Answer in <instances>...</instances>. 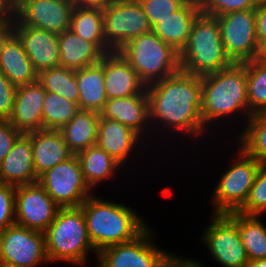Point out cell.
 I'll return each instance as SVG.
<instances>
[{"label":"cell","instance_id":"1","mask_svg":"<svg viewBox=\"0 0 266 267\" xmlns=\"http://www.w3.org/2000/svg\"><path fill=\"white\" fill-rule=\"evenodd\" d=\"M149 121L190 135L202 134L201 76L179 72L146 87ZM164 123V124H163Z\"/></svg>","mask_w":266,"mask_h":267},{"label":"cell","instance_id":"2","mask_svg":"<svg viewBox=\"0 0 266 267\" xmlns=\"http://www.w3.org/2000/svg\"><path fill=\"white\" fill-rule=\"evenodd\" d=\"M246 62L232 63L215 73L201 76V119L209 123L240 111L245 118L252 116L248 107ZM243 110V113L241 112ZM235 112V113H234ZM212 121V122H211Z\"/></svg>","mask_w":266,"mask_h":267},{"label":"cell","instance_id":"3","mask_svg":"<svg viewBox=\"0 0 266 267\" xmlns=\"http://www.w3.org/2000/svg\"><path fill=\"white\" fill-rule=\"evenodd\" d=\"M125 205L101 200L93 194L81 204L88 234L97 252L134 240L148 227L138 213Z\"/></svg>","mask_w":266,"mask_h":267},{"label":"cell","instance_id":"4","mask_svg":"<svg viewBox=\"0 0 266 267\" xmlns=\"http://www.w3.org/2000/svg\"><path fill=\"white\" fill-rule=\"evenodd\" d=\"M179 57L181 70L196 76L215 73L233 63L224 50L217 17L197 16Z\"/></svg>","mask_w":266,"mask_h":267},{"label":"cell","instance_id":"5","mask_svg":"<svg viewBox=\"0 0 266 267\" xmlns=\"http://www.w3.org/2000/svg\"><path fill=\"white\" fill-rule=\"evenodd\" d=\"M49 262L66 261L83 265L94 249L81 207H61L44 232Z\"/></svg>","mask_w":266,"mask_h":267},{"label":"cell","instance_id":"6","mask_svg":"<svg viewBox=\"0 0 266 267\" xmlns=\"http://www.w3.org/2000/svg\"><path fill=\"white\" fill-rule=\"evenodd\" d=\"M118 51L146 86L181 70L179 52L152 30L132 38Z\"/></svg>","mask_w":266,"mask_h":267},{"label":"cell","instance_id":"7","mask_svg":"<svg viewBox=\"0 0 266 267\" xmlns=\"http://www.w3.org/2000/svg\"><path fill=\"white\" fill-rule=\"evenodd\" d=\"M239 150L236 159L238 161L228 167L213 190L212 202L215 205L213 214L238 212L245 204L261 167L256 159L248 156L241 148Z\"/></svg>","mask_w":266,"mask_h":267},{"label":"cell","instance_id":"8","mask_svg":"<svg viewBox=\"0 0 266 267\" xmlns=\"http://www.w3.org/2000/svg\"><path fill=\"white\" fill-rule=\"evenodd\" d=\"M224 50L234 63H244L260 57L255 9L229 12L217 16Z\"/></svg>","mask_w":266,"mask_h":267},{"label":"cell","instance_id":"9","mask_svg":"<svg viewBox=\"0 0 266 267\" xmlns=\"http://www.w3.org/2000/svg\"><path fill=\"white\" fill-rule=\"evenodd\" d=\"M103 25L106 43L113 51L152 30L139 0H111L103 8Z\"/></svg>","mask_w":266,"mask_h":267},{"label":"cell","instance_id":"10","mask_svg":"<svg viewBox=\"0 0 266 267\" xmlns=\"http://www.w3.org/2000/svg\"><path fill=\"white\" fill-rule=\"evenodd\" d=\"M49 263L45 234L13 224L0 232V265L36 267Z\"/></svg>","mask_w":266,"mask_h":267},{"label":"cell","instance_id":"11","mask_svg":"<svg viewBox=\"0 0 266 267\" xmlns=\"http://www.w3.org/2000/svg\"><path fill=\"white\" fill-rule=\"evenodd\" d=\"M38 182L60 207H79L92 195L76 155L41 174Z\"/></svg>","mask_w":266,"mask_h":267},{"label":"cell","instance_id":"12","mask_svg":"<svg viewBox=\"0 0 266 267\" xmlns=\"http://www.w3.org/2000/svg\"><path fill=\"white\" fill-rule=\"evenodd\" d=\"M152 233L147 227L134 240L101 249L97 267H164L170 253L153 244Z\"/></svg>","mask_w":266,"mask_h":267},{"label":"cell","instance_id":"13","mask_svg":"<svg viewBox=\"0 0 266 267\" xmlns=\"http://www.w3.org/2000/svg\"><path fill=\"white\" fill-rule=\"evenodd\" d=\"M72 0H14L11 25H27L61 34L71 27Z\"/></svg>","mask_w":266,"mask_h":267},{"label":"cell","instance_id":"14","mask_svg":"<svg viewBox=\"0 0 266 267\" xmlns=\"http://www.w3.org/2000/svg\"><path fill=\"white\" fill-rule=\"evenodd\" d=\"M201 237L213 260L222 266L248 267L249 259L237 225L226 214H213Z\"/></svg>","mask_w":266,"mask_h":267},{"label":"cell","instance_id":"15","mask_svg":"<svg viewBox=\"0 0 266 267\" xmlns=\"http://www.w3.org/2000/svg\"><path fill=\"white\" fill-rule=\"evenodd\" d=\"M60 208L38 181L15 187V223L20 226L44 233Z\"/></svg>","mask_w":266,"mask_h":267},{"label":"cell","instance_id":"16","mask_svg":"<svg viewBox=\"0 0 266 267\" xmlns=\"http://www.w3.org/2000/svg\"><path fill=\"white\" fill-rule=\"evenodd\" d=\"M10 29L22 41L24 50L38 74L60 66L58 34L27 25H11Z\"/></svg>","mask_w":266,"mask_h":267},{"label":"cell","instance_id":"17","mask_svg":"<svg viewBox=\"0 0 266 267\" xmlns=\"http://www.w3.org/2000/svg\"><path fill=\"white\" fill-rule=\"evenodd\" d=\"M46 91L37 80L17 86L10 123L21 133L43 130V105Z\"/></svg>","mask_w":266,"mask_h":267},{"label":"cell","instance_id":"18","mask_svg":"<svg viewBox=\"0 0 266 267\" xmlns=\"http://www.w3.org/2000/svg\"><path fill=\"white\" fill-rule=\"evenodd\" d=\"M103 69L107 99L140 95L146 91L147 86L119 51L103 55Z\"/></svg>","mask_w":266,"mask_h":267},{"label":"cell","instance_id":"19","mask_svg":"<svg viewBox=\"0 0 266 267\" xmlns=\"http://www.w3.org/2000/svg\"><path fill=\"white\" fill-rule=\"evenodd\" d=\"M0 71L15 86L38 80V73L33 68L22 41L11 29L0 37Z\"/></svg>","mask_w":266,"mask_h":267},{"label":"cell","instance_id":"20","mask_svg":"<svg viewBox=\"0 0 266 267\" xmlns=\"http://www.w3.org/2000/svg\"><path fill=\"white\" fill-rule=\"evenodd\" d=\"M38 181L33 162L31 132L22 133L0 164V182L12 186Z\"/></svg>","mask_w":266,"mask_h":267},{"label":"cell","instance_id":"21","mask_svg":"<svg viewBox=\"0 0 266 267\" xmlns=\"http://www.w3.org/2000/svg\"><path fill=\"white\" fill-rule=\"evenodd\" d=\"M99 114L100 118L122 123L143 137L150 125L147 93L145 91L140 95L107 99Z\"/></svg>","mask_w":266,"mask_h":267},{"label":"cell","instance_id":"22","mask_svg":"<svg viewBox=\"0 0 266 267\" xmlns=\"http://www.w3.org/2000/svg\"><path fill=\"white\" fill-rule=\"evenodd\" d=\"M31 143L37 177L74 155L59 130L32 131Z\"/></svg>","mask_w":266,"mask_h":267},{"label":"cell","instance_id":"23","mask_svg":"<svg viewBox=\"0 0 266 267\" xmlns=\"http://www.w3.org/2000/svg\"><path fill=\"white\" fill-rule=\"evenodd\" d=\"M142 138L131 128L117 121L100 118L96 145L121 165L133 153Z\"/></svg>","mask_w":266,"mask_h":267},{"label":"cell","instance_id":"24","mask_svg":"<svg viewBox=\"0 0 266 267\" xmlns=\"http://www.w3.org/2000/svg\"><path fill=\"white\" fill-rule=\"evenodd\" d=\"M200 6L186 2L179 10L157 23L152 31L179 53L185 47Z\"/></svg>","mask_w":266,"mask_h":267},{"label":"cell","instance_id":"25","mask_svg":"<svg viewBox=\"0 0 266 267\" xmlns=\"http://www.w3.org/2000/svg\"><path fill=\"white\" fill-rule=\"evenodd\" d=\"M79 89V109L100 111L107 102L103 56L100 62L75 70Z\"/></svg>","mask_w":266,"mask_h":267},{"label":"cell","instance_id":"26","mask_svg":"<svg viewBox=\"0 0 266 267\" xmlns=\"http://www.w3.org/2000/svg\"><path fill=\"white\" fill-rule=\"evenodd\" d=\"M100 114L92 110H79L59 131L69 150L76 155L96 145Z\"/></svg>","mask_w":266,"mask_h":267},{"label":"cell","instance_id":"27","mask_svg":"<svg viewBox=\"0 0 266 267\" xmlns=\"http://www.w3.org/2000/svg\"><path fill=\"white\" fill-rule=\"evenodd\" d=\"M60 66L74 70L100 62L104 55L93 43L85 41L73 31L58 34Z\"/></svg>","mask_w":266,"mask_h":267},{"label":"cell","instance_id":"28","mask_svg":"<svg viewBox=\"0 0 266 267\" xmlns=\"http://www.w3.org/2000/svg\"><path fill=\"white\" fill-rule=\"evenodd\" d=\"M83 177L87 185L92 188L98 186L102 181L112 179L115 172L121 167L113 157L97 145L88 147L76 154Z\"/></svg>","mask_w":266,"mask_h":267},{"label":"cell","instance_id":"29","mask_svg":"<svg viewBox=\"0 0 266 267\" xmlns=\"http://www.w3.org/2000/svg\"><path fill=\"white\" fill-rule=\"evenodd\" d=\"M103 26V9L74 7L70 30L107 54L113 50L106 43Z\"/></svg>","mask_w":266,"mask_h":267},{"label":"cell","instance_id":"30","mask_svg":"<svg viewBox=\"0 0 266 267\" xmlns=\"http://www.w3.org/2000/svg\"><path fill=\"white\" fill-rule=\"evenodd\" d=\"M226 215L237 225L249 261L266 259V227L259 216L239 212Z\"/></svg>","mask_w":266,"mask_h":267},{"label":"cell","instance_id":"31","mask_svg":"<svg viewBox=\"0 0 266 267\" xmlns=\"http://www.w3.org/2000/svg\"><path fill=\"white\" fill-rule=\"evenodd\" d=\"M238 139L239 148L266 166V111L253 114Z\"/></svg>","mask_w":266,"mask_h":267},{"label":"cell","instance_id":"32","mask_svg":"<svg viewBox=\"0 0 266 267\" xmlns=\"http://www.w3.org/2000/svg\"><path fill=\"white\" fill-rule=\"evenodd\" d=\"M38 81L46 92L56 93L79 106V89L75 70L63 66L52 67L38 74Z\"/></svg>","mask_w":266,"mask_h":267},{"label":"cell","instance_id":"33","mask_svg":"<svg viewBox=\"0 0 266 267\" xmlns=\"http://www.w3.org/2000/svg\"><path fill=\"white\" fill-rule=\"evenodd\" d=\"M77 103L46 92L43 105V130H60L79 111Z\"/></svg>","mask_w":266,"mask_h":267},{"label":"cell","instance_id":"34","mask_svg":"<svg viewBox=\"0 0 266 267\" xmlns=\"http://www.w3.org/2000/svg\"><path fill=\"white\" fill-rule=\"evenodd\" d=\"M249 112L266 111V61L256 58L246 62Z\"/></svg>","mask_w":266,"mask_h":267},{"label":"cell","instance_id":"35","mask_svg":"<svg viewBox=\"0 0 266 267\" xmlns=\"http://www.w3.org/2000/svg\"><path fill=\"white\" fill-rule=\"evenodd\" d=\"M238 212L244 215L258 216L266 213V166L261 165L259 168L249 196Z\"/></svg>","mask_w":266,"mask_h":267},{"label":"cell","instance_id":"36","mask_svg":"<svg viewBox=\"0 0 266 267\" xmlns=\"http://www.w3.org/2000/svg\"><path fill=\"white\" fill-rule=\"evenodd\" d=\"M148 22L153 28L171 13L179 10L186 2L184 0H139Z\"/></svg>","mask_w":266,"mask_h":267},{"label":"cell","instance_id":"37","mask_svg":"<svg viewBox=\"0 0 266 267\" xmlns=\"http://www.w3.org/2000/svg\"><path fill=\"white\" fill-rule=\"evenodd\" d=\"M260 0H205L201 13L209 16H221L229 12L255 9Z\"/></svg>","mask_w":266,"mask_h":267},{"label":"cell","instance_id":"38","mask_svg":"<svg viewBox=\"0 0 266 267\" xmlns=\"http://www.w3.org/2000/svg\"><path fill=\"white\" fill-rule=\"evenodd\" d=\"M15 224V186L0 182V232Z\"/></svg>","mask_w":266,"mask_h":267},{"label":"cell","instance_id":"39","mask_svg":"<svg viewBox=\"0 0 266 267\" xmlns=\"http://www.w3.org/2000/svg\"><path fill=\"white\" fill-rule=\"evenodd\" d=\"M17 86L0 71V120H8L12 114Z\"/></svg>","mask_w":266,"mask_h":267},{"label":"cell","instance_id":"40","mask_svg":"<svg viewBox=\"0 0 266 267\" xmlns=\"http://www.w3.org/2000/svg\"><path fill=\"white\" fill-rule=\"evenodd\" d=\"M21 134L9 120H0V164L11 151L14 142Z\"/></svg>","mask_w":266,"mask_h":267},{"label":"cell","instance_id":"41","mask_svg":"<svg viewBox=\"0 0 266 267\" xmlns=\"http://www.w3.org/2000/svg\"><path fill=\"white\" fill-rule=\"evenodd\" d=\"M257 39L262 47L266 43V0H260L255 8Z\"/></svg>","mask_w":266,"mask_h":267},{"label":"cell","instance_id":"42","mask_svg":"<svg viewBox=\"0 0 266 267\" xmlns=\"http://www.w3.org/2000/svg\"><path fill=\"white\" fill-rule=\"evenodd\" d=\"M14 19V0H0V25H11Z\"/></svg>","mask_w":266,"mask_h":267},{"label":"cell","instance_id":"43","mask_svg":"<svg viewBox=\"0 0 266 267\" xmlns=\"http://www.w3.org/2000/svg\"><path fill=\"white\" fill-rule=\"evenodd\" d=\"M164 267H206L204 265H202V263H198V261L196 262L195 260H191V259H187L185 258H180L177 257L175 255H173V253L169 254Z\"/></svg>","mask_w":266,"mask_h":267},{"label":"cell","instance_id":"44","mask_svg":"<svg viewBox=\"0 0 266 267\" xmlns=\"http://www.w3.org/2000/svg\"><path fill=\"white\" fill-rule=\"evenodd\" d=\"M111 0H72L74 7L103 9Z\"/></svg>","mask_w":266,"mask_h":267},{"label":"cell","instance_id":"45","mask_svg":"<svg viewBox=\"0 0 266 267\" xmlns=\"http://www.w3.org/2000/svg\"><path fill=\"white\" fill-rule=\"evenodd\" d=\"M248 267H266V259L249 261Z\"/></svg>","mask_w":266,"mask_h":267},{"label":"cell","instance_id":"46","mask_svg":"<svg viewBox=\"0 0 266 267\" xmlns=\"http://www.w3.org/2000/svg\"><path fill=\"white\" fill-rule=\"evenodd\" d=\"M260 58L266 61V43L261 48Z\"/></svg>","mask_w":266,"mask_h":267},{"label":"cell","instance_id":"47","mask_svg":"<svg viewBox=\"0 0 266 267\" xmlns=\"http://www.w3.org/2000/svg\"><path fill=\"white\" fill-rule=\"evenodd\" d=\"M185 2L188 3H193L201 7V5L204 3L205 0H184Z\"/></svg>","mask_w":266,"mask_h":267},{"label":"cell","instance_id":"48","mask_svg":"<svg viewBox=\"0 0 266 267\" xmlns=\"http://www.w3.org/2000/svg\"><path fill=\"white\" fill-rule=\"evenodd\" d=\"M11 25H0V37L4 34V32L10 29Z\"/></svg>","mask_w":266,"mask_h":267}]
</instances>
